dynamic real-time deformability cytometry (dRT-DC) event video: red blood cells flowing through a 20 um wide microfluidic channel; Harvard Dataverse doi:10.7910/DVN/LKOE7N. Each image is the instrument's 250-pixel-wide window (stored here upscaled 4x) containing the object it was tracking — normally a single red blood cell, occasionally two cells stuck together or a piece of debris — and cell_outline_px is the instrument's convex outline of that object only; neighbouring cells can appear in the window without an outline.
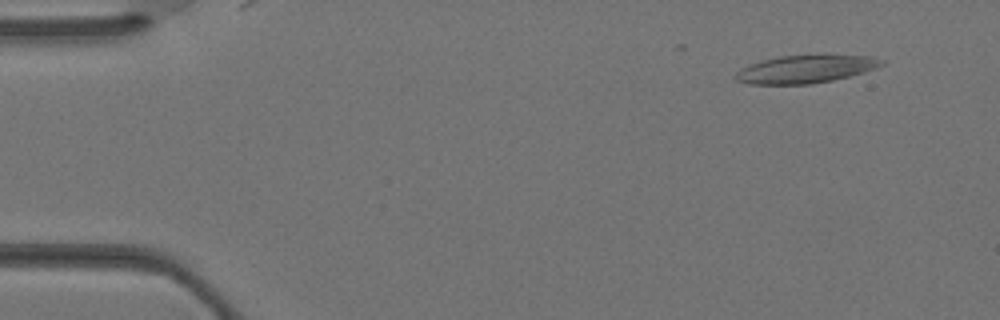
{"species": "Egyptian fruit bat (a non-hibernating species)", "species_latin": "Rousettus aegyptiacus", "temperature_condition": "warm", "stored_images_in_passage": 9, "camera_frame_rate_fps": 3000, "um_per_image_px": 0.085, "animal": {"sex": "female"}, "frame": {"image": 1, "passage_image": 3, "time_ms": 0.667, "image_size_px": [1000, 320], "cell_outline_px": [[884, 64], [876, 68], [864, 72], [832, 80], [812, 84], [748, 84], [736, 80], [736, 72], [740, 68], [748, 64], [780, 56], [872, 56], [884, 60]], "centroid_in_image_um": [68.45, 5.89], "position_along_channel_um": 16.6, "area_um2": 23.29}}